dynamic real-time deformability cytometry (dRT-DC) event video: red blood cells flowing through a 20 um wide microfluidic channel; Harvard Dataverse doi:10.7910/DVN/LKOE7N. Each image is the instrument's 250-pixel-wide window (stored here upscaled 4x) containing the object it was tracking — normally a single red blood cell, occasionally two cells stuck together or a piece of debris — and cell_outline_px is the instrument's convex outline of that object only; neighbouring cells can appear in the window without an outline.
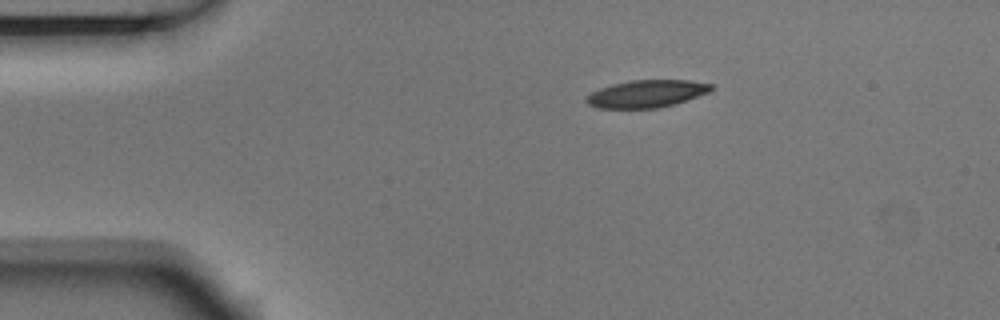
{"species": "Egyptian fruit bat (a non-hibernating species)", "species_latin": "Rousettus aegyptiacus", "temperature_condition": "room temperature", "stored_images_in_passage": 5, "camera_frame_rate_fps": 3000, "um_per_image_px": 0.085, "animal": {"sex": "male"}, "frame": {"image": 1, "passage_image": 1, "time_ms": 0.0, "image_size_px": [1000, 320], "cell_outline_px": [[712, 88], [708, 92], [672, 104], [656, 108], [596, 108], [588, 104], [584, 100], [592, 92], [600, 88], [612, 84], [628, 80], [692, 80], [712, 84]], "centroid_in_image_um": [54.91, 7.96], "position_along_channel_um": 30.1, "area_um2": 19.71}}
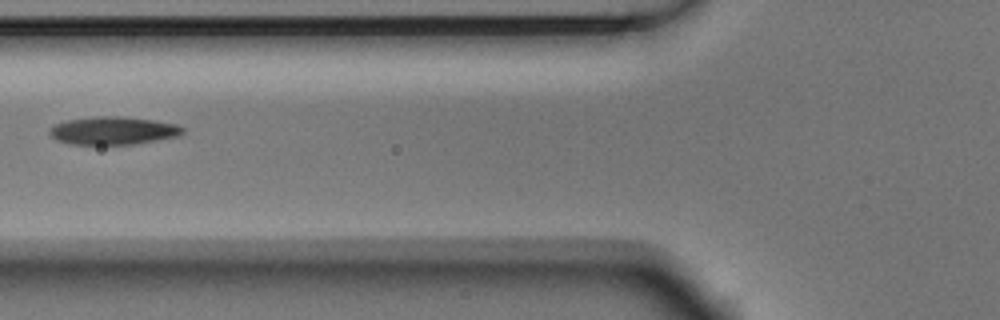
{"frame": {"image": 2, "passage_image": 4, "time_ms": 1.0, "image_size_px": [1000, 320], "cell_outline_px": [[184, 132], [180, 136], [136, 144], [68, 144], [56, 140], [48, 132], [48, 128], [56, 124], [68, 120], [96, 116], [120, 116], [152, 120], [176, 124], [184, 128]], "centroid_in_image_um": [9.62, 11.11], "position_along_channel_um": 116.2, "area_um2": 21.73}}
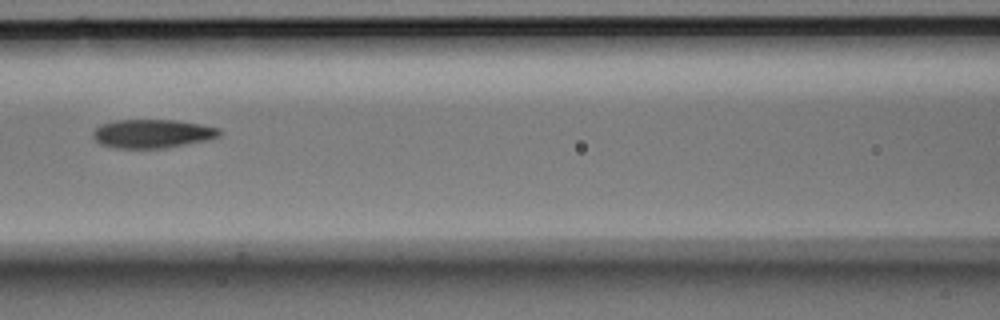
{"frame": {"image": 3, "passage_image": 5, "time_ms": 1.333, "image_size_px": [1000, 320], "cell_outline_px": [[220, 136], [208, 140], [164, 148], [112, 148], [100, 144], [92, 136], [92, 132], [100, 124], [116, 120], [176, 120], [200, 124], [220, 128]], "centroid_in_image_um": [12.93, 11.36], "position_along_channel_um": 153.7, "area_um2": 21.21}}